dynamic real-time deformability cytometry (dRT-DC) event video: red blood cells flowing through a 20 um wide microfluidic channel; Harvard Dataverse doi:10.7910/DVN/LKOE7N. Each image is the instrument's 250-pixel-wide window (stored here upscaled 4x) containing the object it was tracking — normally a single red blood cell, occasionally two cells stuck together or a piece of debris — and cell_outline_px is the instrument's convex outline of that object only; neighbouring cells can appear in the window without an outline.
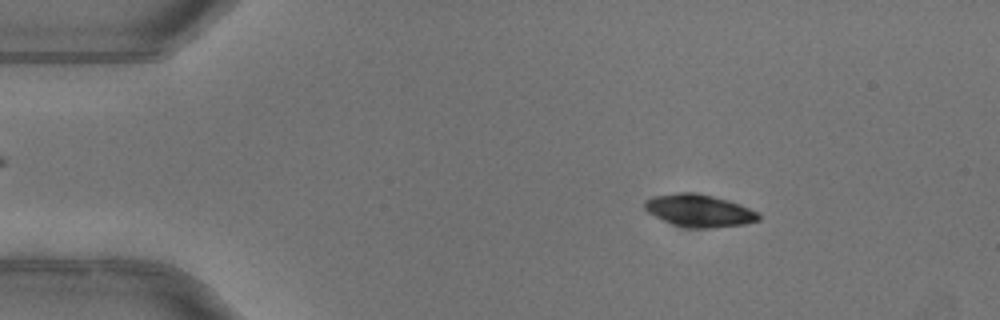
{"species": "common noctule bat (a hibernating species)", "species_latin": "Nyctalus noctula", "temperature_condition": "warm", "stored_images_in_passage": 3, "camera_frame_rate_fps": 3000, "um_per_image_px": 0.085, "animal": {"sex": "female"}, "frame": {"image": 1, "passage_image": 1, "time_ms": 0.0, "image_size_px": [1000, 320], "cell_outline_px": [[760, 220], [744, 224], [704, 228], [696, 228], [676, 224], [664, 220], [648, 212], [644, 208], [644, 200], [652, 196], [676, 192], [692, 192], [712, 196], [728, 200], [740, 204], [756, 212], [760, 216]], "centroid_in_image_um": [59.41, 17.88], "position_along_channel_um": 25.6, "area_um2": 21.15}}